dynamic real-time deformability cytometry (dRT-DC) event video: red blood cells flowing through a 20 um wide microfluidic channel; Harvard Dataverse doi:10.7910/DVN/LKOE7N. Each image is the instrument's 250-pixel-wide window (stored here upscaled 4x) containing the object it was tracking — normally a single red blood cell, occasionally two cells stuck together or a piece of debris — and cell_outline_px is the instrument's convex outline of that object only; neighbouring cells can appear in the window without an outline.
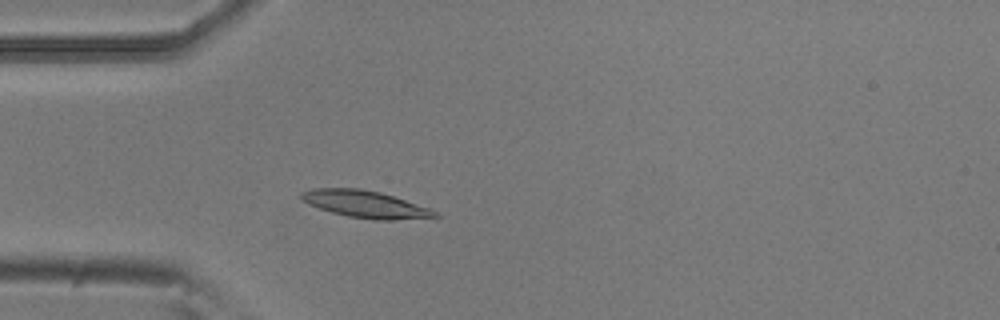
{"species": "common noctule bat (a hibernating species)", "species_latin": "Nyctalus noctula", "temperature_condition": "room temperature", "stored_images_in_passage": 39, "camera_frame_rate_fps": 3000, "um_per_image_px": 0.085, "animal": {"sex": "male", "body_mass_g": 20.5, "forearm_length_mm": 52.5}, "frame": {"image": 1, "passage_image": 1, "time_ms": 0.0, "image_size_px": [1000, 320], "cell_outline_px": [[440, 216], [392, 220], [372, 220], [348, 216], [332, 212], [308, 204], [300, 200], [300, 192], [312, 188], [360, 188], [380, 192], [428, 208], [436, 212]], "centroid_in_image_um": [30.97, 17.35], "position_along_channel_um": 54.0, "area_um2": 20.87}}
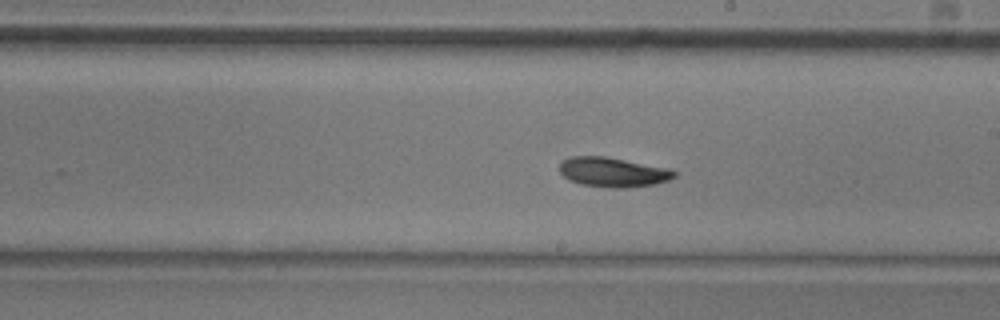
{"frame": {"image": 2, "passage_image": 16, "time_ms": 5.0, "image_size_px": [1000, 320], "cell_outline_px": [[676, 176], [668, 180], [656, 184], [624, 188], [612, 188], [580, 184], [568, 180], [560, 172], [560, 164], [564, 160], [572, 156], [604, 156], [668, 168], [676, 172]], "centroid_in_image_um": [52.09, 14.64], "position_along_channel_um": 236.9, "area_um2": 19.71}}
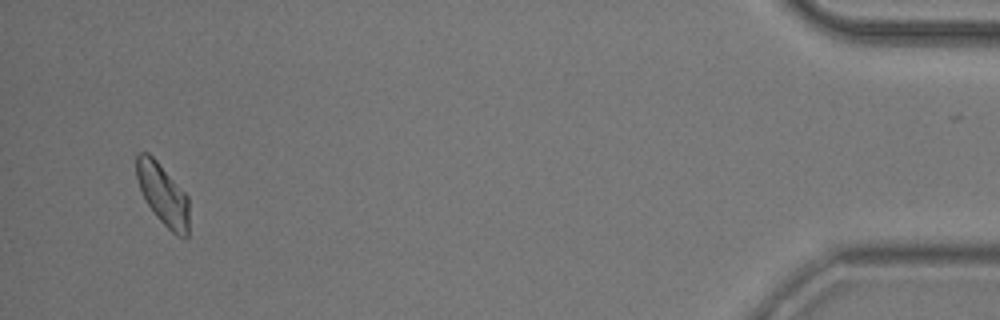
{"frame": {"image": 3, "passage_image": 37, "time_ms": 12.0, "image_size_px": [1000, 320], "cell_outline_px": [[188, 236], [176, 236], [156, 216], [148, 204], [136, 180], [136, 156], [140, 152], [148, 152], [156, 160], [188, 196]], "centroid_in_image_um": [13.83, 16.51], "position_along_channel_um": 421.4, "area_um2": 18.5}, "authors_computed_cell_mechanics": {"area_um2": 19.2474, "velocity_mm_per_s": 3.7787, "shape_relaxation_time_tau1_ms": 3.871, "shape_relaxation_time_tau2_ms": 5.2828, "deformation_change_tau1": 0.1154, "deformation_change_tau2": 0.093}}